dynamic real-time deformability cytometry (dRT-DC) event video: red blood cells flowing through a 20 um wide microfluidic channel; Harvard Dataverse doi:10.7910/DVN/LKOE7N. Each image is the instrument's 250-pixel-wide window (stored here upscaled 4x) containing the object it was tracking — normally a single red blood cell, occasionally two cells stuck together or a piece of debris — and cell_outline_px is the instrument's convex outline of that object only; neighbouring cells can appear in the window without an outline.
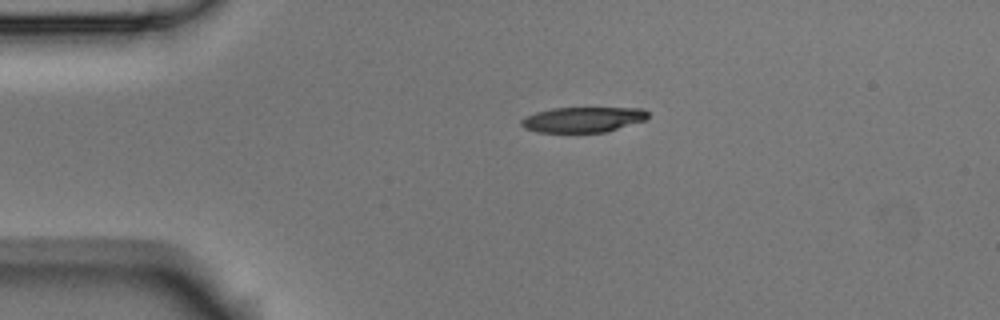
{"species": "Egyptian fruit bat (a non-hibernating species)", "species_latin": "Rousettus aegyptiacus", "temperature_condition": "room temperature", "stored_images_in_passage": 2, "camera_frame_rate_fps": 3000, "um_per_image_px": 0.085, "animal": {"sex": "male"}, "frame": {"image": 1, "passage_image": 1, "time_ms": 0.0, "image_size_px": [1000, 320], "cell_outline_px": [[648, 120], [608, 132], [536, 132], [524, 128], [520, 124], [520, 120], [524, 116], [536, 112], [552, 108], [644, 108], [648, 112]], "centroid_in_image_um": [49.57, 10.17], "position_along_channel_um": 35.4, "area_um2": 19.02}}